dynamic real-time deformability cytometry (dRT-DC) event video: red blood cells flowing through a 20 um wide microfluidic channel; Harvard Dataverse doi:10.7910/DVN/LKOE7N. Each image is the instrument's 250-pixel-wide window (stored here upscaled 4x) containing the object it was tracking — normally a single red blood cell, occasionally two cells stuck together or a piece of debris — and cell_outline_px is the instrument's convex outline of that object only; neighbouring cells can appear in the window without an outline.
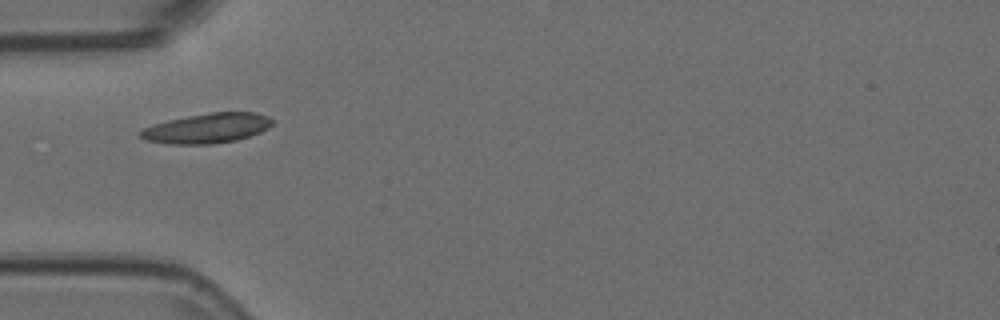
{"species": "Egyptian fruit bat (a non-hibernating species)", "species_latin": "Rousettus aegyptiacus", "temperature_condition": "room temperature", "stored_images_in_passage": 38, "camera_frame_rate_fps": 3000, "um_per_image_px": 0.085, "animal": {"sex": "female"}, "frame": {"image": 1, "passage_image": 1, "time_ms": 0.0, "image_size_px": [1000, 320], "cell_outline_px": [[276, 120], [268, 128], [260, 132], [236, 140], [212, 144], [168, 144], [144, 140], [140, 136], [140, 132], [144, 128], [152, 124], [168, 120], [208, 112], [256, 112], [268, 116]], "centroid_in_image_um": [17.62, 10.89], "position_along_channel_um": 67.4, "area_um2": 23.06}}
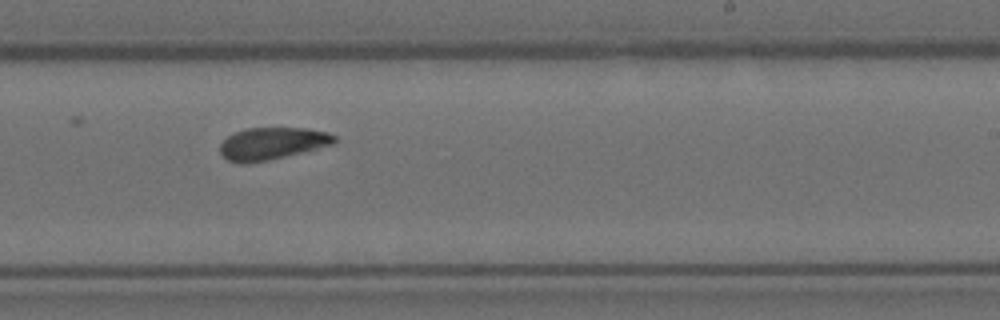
{"frame": {"image": 2, "passage_image": 17, "time_ms": 5.333, "image_size_px": [1000, 320], "cell_outline_px": [[336, 140], [332, 144], [284, 156], [244, 164], [240, 164], [228, 160], [220, 152], [220, 144], [228, 136], [244, 128], [308, 128], [328, 132], [336, 136]], "centroid_in_image_um": [23.11, 12.18], "position_along_channel_um": 265.9, "area_um2": 21.1}}
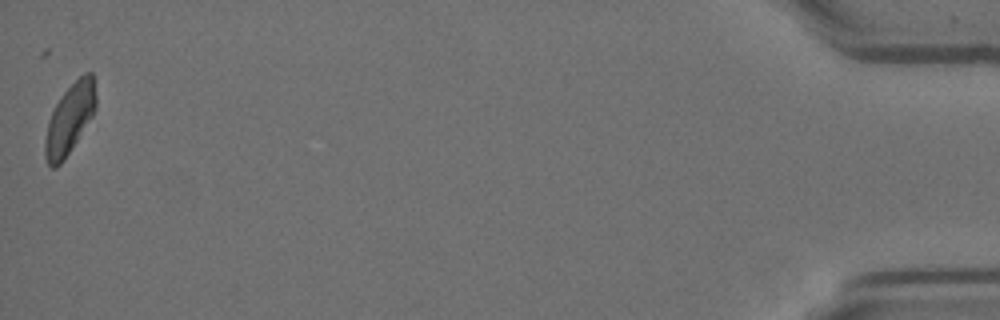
{"frame": {"image": 3, "passage_image": 38, "time_ms": 12.333, "image_size_px": [1000, 320], "cell_outline_px": [[96, 108], [92, 116], [64, 160], [56, 168], [52, 168], [48, 164], [44, 156], [44, 140], [48, 120], [60, 96], [84, 72], [92, 72], [96, 96]], "centroid_in_image_um": [5.9, 10.12], "position_along_channel_um": 429.3, "area_um2": 20.63}, "authors_computed_cell_mechanics": {"area_um2": 21.7328, "velocity_mm_per_s": 3.7197, "shape_relaxation_time_tau1_ms": 3.8895, "shape_relaxation_time_tau2_ms": 6.7465, "deformation_change_tau1": 0.0979, "deformation_change_tau2": 0.1376}}